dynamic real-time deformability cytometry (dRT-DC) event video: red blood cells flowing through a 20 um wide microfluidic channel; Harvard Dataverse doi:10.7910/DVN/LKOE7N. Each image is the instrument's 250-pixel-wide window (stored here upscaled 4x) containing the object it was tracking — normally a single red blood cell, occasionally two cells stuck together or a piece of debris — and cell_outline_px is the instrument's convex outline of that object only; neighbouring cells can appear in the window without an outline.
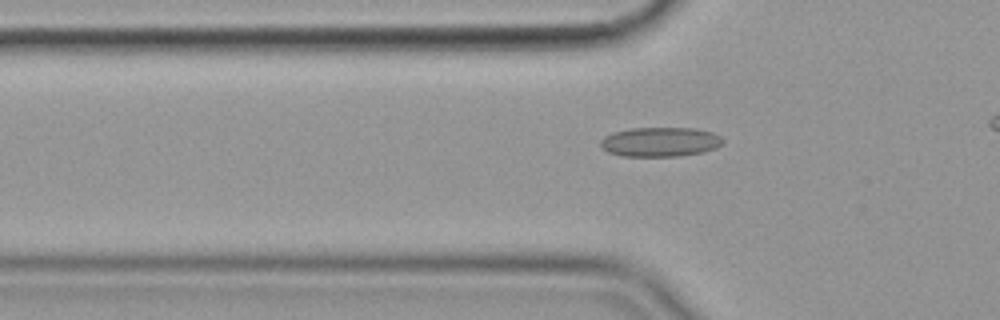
{"species": "common noctule bat (a hibernating species)", "species_latin": "Nyctalus noctula", "temperature_condition": "cold", "stored_images_in_passage": 36, "camera_frame_rate_fps": 3000, "um_per_image_px": 0.085, "animal": {"sex": "female", "body_mass_g": 19.9}, "frame": {"image": 1, "passage_image": 5, "time_ms": 1.333, "image_size_px": [1000, 320], "cell_outline_px": [[724, 144], [716, 148], [704, 152], [676, 156], [620, 156], [608, 152], [600, 144], [600, 140], [604, 136], [612, 132], [632, 128], [696, 128], [712, 132], [720, 136], [724, 140]], "centroid_in_image_um": [56.13, 12.06], "position_along_channel_um": 69.7, "area_um2": 21.15}}
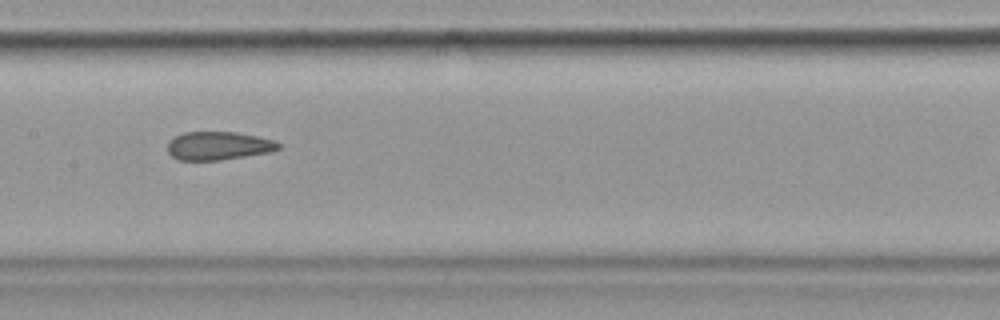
{"frame": {"image": 2, "passage_image": 15, "time_ms": 4.667, "image_size_px": [1000, 320], "cell_outline_px": [[280, 148], [268, 152], [220, 160], [176, 160], [168, 152], [168, 140], [184, 132], [236, 132], [276, 140], [280, 144]], "centroid_in_image_um": [18.54, 12.39], "position_along_channel_um": 188.9, "area_um2": 18.26}}
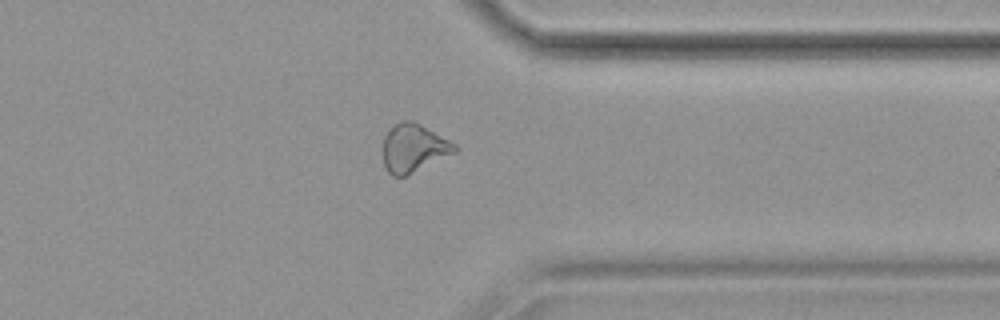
{"frame": {"image": 3, "passage_image": 31, "time_ms": 10.0, "image_size_px": [1000, 320], "cell_outline_px": [[456, 152], [404, 176], [392, 176], [388, 172], [384, 164], [384, 136], [388, 128], [400, 120], [412, 120], [420, 124], [456, 144]], "centroid_in_image_um": [35.13, 12.56], "position_along_channel_um": 376.3, "area_um2": 19.88}, "authors_computed_cell_mechanics": {"area_um2": 19.3052, "velocity_mm_per_s": 3.5775, "shape_relaxation_time_tau1_ms": null, "shape_relaxation_time_tau2_ms": 2.2445, "deformation_change_tau1": null, "deformation_change_tau2": 0.0866}}